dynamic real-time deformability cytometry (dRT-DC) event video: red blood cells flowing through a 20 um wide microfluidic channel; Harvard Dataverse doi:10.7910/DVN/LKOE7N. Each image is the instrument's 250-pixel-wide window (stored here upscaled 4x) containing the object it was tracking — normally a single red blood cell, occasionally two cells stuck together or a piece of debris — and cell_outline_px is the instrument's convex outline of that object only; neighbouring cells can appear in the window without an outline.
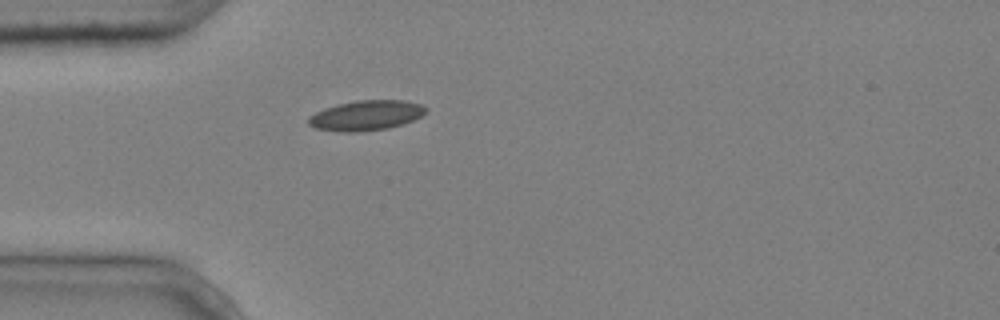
{"species": "common noctule bat (a hibernating species)", "species_latin": "Nyctalus noctula", "temperature_condition": "cold", "stored_images_in_passage": 5, "camera_frame_rate_fps": 3000, "um_per_image_px": 0.085, "animal": {"sex": "male", "body_mass_g": 20.4}, "frame": {"image": 1, "passage_image": 5, "time_ms": 1.333, "image_size_px": [1000, 320], "cell_outline_px": [[428, 108], [420, 116], [404, 124], [388, 128], [360, 132], [340, 132], [316, 128], [308, 124], [308, 116], [324, 108], [336, 104], [356, 100], [404, 100], [420, 104]], "centroid_in_image_um": [31.09, 9.81], "position_along_channel_um": 53.9, "area_um2": 20.63}}